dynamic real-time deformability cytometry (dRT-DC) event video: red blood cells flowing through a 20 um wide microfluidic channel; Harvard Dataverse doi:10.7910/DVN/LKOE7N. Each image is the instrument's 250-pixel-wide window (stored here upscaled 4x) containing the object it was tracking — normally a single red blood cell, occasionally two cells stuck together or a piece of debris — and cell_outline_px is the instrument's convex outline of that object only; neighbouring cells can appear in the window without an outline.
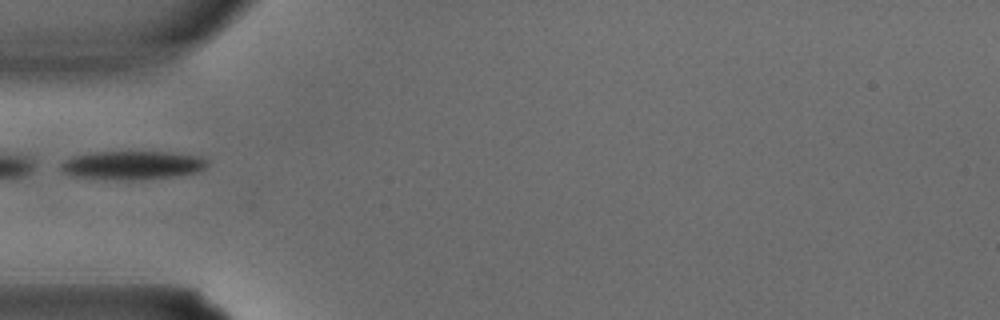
{"species": "common noctule bat (a hibernating species)", "species_latin": "Nyctalus noctula", "temperature_condition": "warm", "stored_images_in_passage": 4, "camera_frame_rate_fps": 3000, "um_per_image_px": 0.085, "animal": {"sex": "male", "body_mass_g": 15.6}, "frame": {"image": 1, "passage_image": 4, "time_ms": 1.0, "image_size_px": [1000, 320], "cell_outline_px": [[208, 164], [204, 168], [196, 172], [172, 176], [144, 180], [128, 180], [72, 176], [64, 172], [60, 168], [60, 164], [64, 160], [72, 156], [88, 152], [172, 152], [200, 156], [208, 160]], "centroid_in_image_um": [11.24, 14.03], "position_along_channel_um": 73.8, "area_um2": 24.45}}